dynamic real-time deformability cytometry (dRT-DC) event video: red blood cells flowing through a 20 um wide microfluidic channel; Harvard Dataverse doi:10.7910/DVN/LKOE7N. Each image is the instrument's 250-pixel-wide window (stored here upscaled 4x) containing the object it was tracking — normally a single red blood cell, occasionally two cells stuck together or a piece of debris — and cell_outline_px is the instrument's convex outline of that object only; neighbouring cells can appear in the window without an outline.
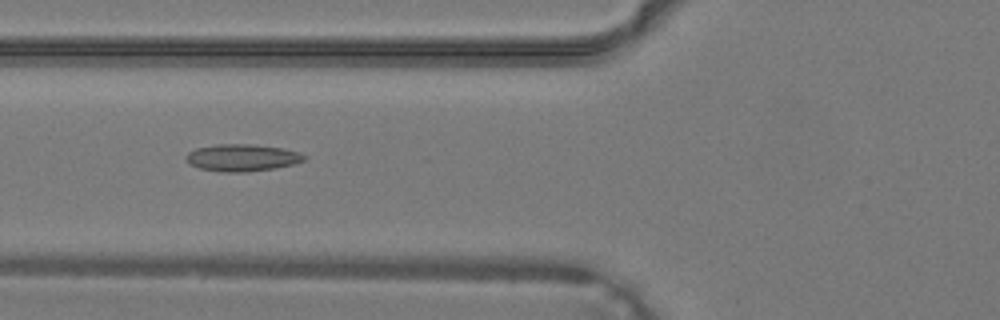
{"species": "common noctule bat (a hibernating species)", "species_latin": "Nyctalus noctula", "temperature_condition": "warm", "stored_images_in_passage": 39, "camera_frame_rate_fps": 3000, "um_per_image_px": 0.085, "animal": {"sex": "male", "body_mass_g": 19.2, "forearm_length_mm": 51.8}, "frame": {"image": 1, "passage_image": 15, "time_ms": 4.667, "image_size_px": [1000, 320], "cell_outline_px": [[308, 156], [304, 160], [292, 164], [276, 168], [248, 172], [220, 172], [200, 168], [188, 164], [188, 152], [196, 148], [216, 144], [248, 144], [280, 148], [296, 152]], "centroid_in_image_um": [20.56, 13.41], "position_along_channel_um": 105.2, "area_um2": 18.44}}
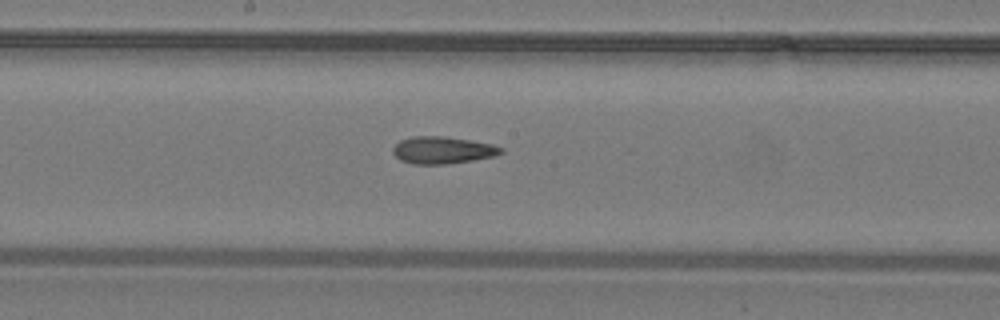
{"frame": {"image": 2, "passage_image": 21, "time_ms": 6.667, "image_size_px": [1000, 320], "cell_outline_px": [[504, 152], [496, 156], [472, 160], [444, 164], [412, 164], [400, 160], [392, 152], [392, 148], [400, 140], [412, 136], [444, 136], [492, 144], [504, 148]], "centroid_in_image_um": [37.62, 12.76], "position_along_channel_um": 210.6, "area_um2": 17.11}}
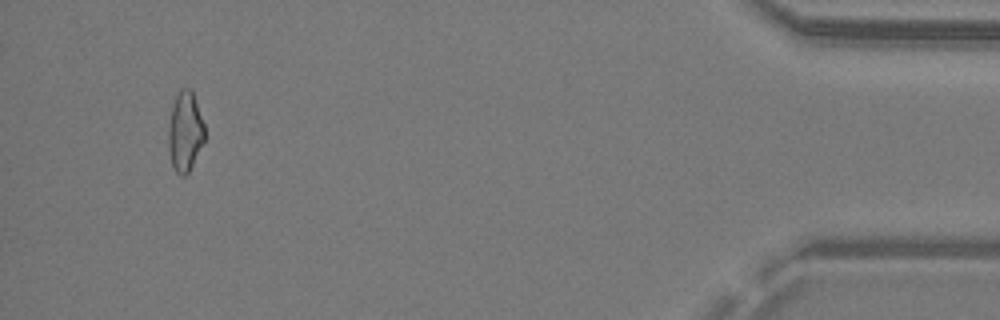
{"frame": {"image": 3, "passage_image": 37, "time_ms": 12.0, "image_size_px": [1000, 320], "cell_outline_px": [[204, 140], [188, 172], [184, 176], [180, 176], [176, 172], [172, 164], [168, 148], [168, 128], [172, 108], [176, 96], [180, 88], [192, 88], [204, 124]], "centroid_in_image_um": [15.72, 11.15], "position_along_channel_um": 419.5, "area_um2": 16.7}}